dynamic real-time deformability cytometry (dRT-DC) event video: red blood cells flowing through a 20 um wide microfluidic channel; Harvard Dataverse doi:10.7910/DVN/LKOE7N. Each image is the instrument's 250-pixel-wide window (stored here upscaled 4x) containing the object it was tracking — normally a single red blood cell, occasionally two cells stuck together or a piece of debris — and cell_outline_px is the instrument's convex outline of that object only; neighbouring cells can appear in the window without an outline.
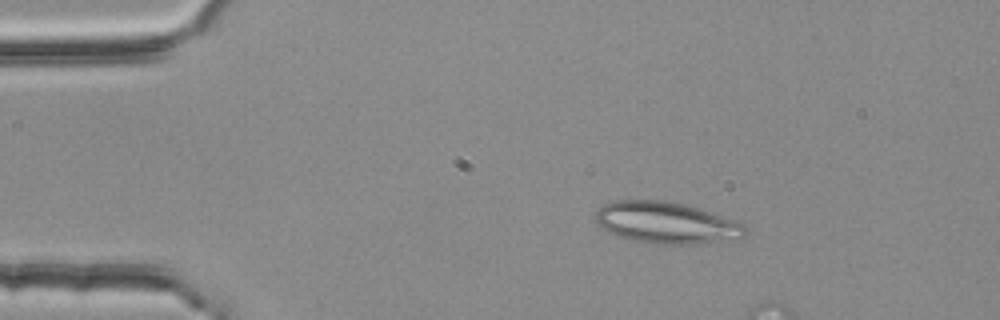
{"species": "common noctule bat (a hibernating species)", "species_latin": "Nyctalus noctula", "temperature_condition": "room temperature", "stored_images_in_passage": 4, "camera_frame_rate_fps": 3000, "um_per_image_px": 0.085, "animal": {"sex": "female", "body_mass_g": 25.1}, "frame": {"image": 1, "passage_image": 2, "time_ms": 0.333, "image_size_px": [1000, 320], "cell_outline_px": [[748, 232], [744, 236], [692, 244], [644, 244], [620, 236], [604, 228], [596, 220], [596, 212], [604, 204], [616, 200], [664, 200], [684, 204], [736, 220], [744, 224]], "centroid_in_image_um": [56.63, 18.93], "position_along_channel_um": 28.4, "area_um2": 35.78}}